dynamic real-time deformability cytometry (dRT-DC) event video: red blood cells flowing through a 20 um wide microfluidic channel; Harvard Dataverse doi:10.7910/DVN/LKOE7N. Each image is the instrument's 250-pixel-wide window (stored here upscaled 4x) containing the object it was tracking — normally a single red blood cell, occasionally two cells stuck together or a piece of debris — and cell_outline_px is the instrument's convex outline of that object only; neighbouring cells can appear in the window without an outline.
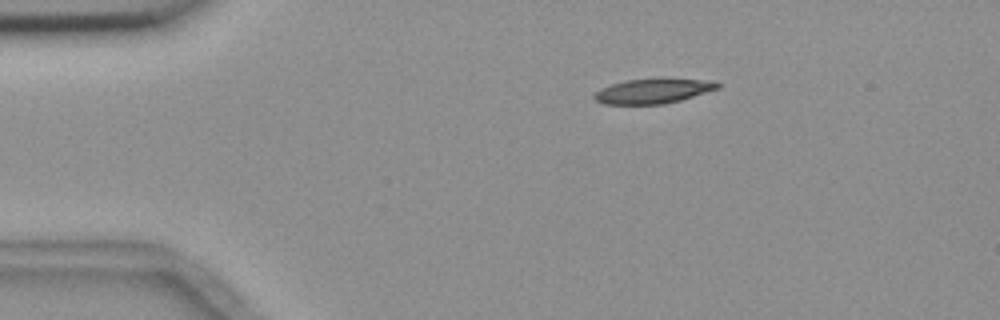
{"species": "common noctule bat (a hibernating species)", "species_latin": "Nyctalus noctula", "temperature_condition": "room temperature", "stored_images_in_passage": 5, "camera_frame_rate_fps": 3000, "um_per_image_px": 0.085, "animal": {"sex": "female", "body_mass_g": 18.4}, "frame": {"image": 1, "passage_image": 2, "time_ms": 1.333, "image_size_px": [1000, 320], "cell_outline_px": [[724, 84], [720, 88], [680, 100], [664, 104], [604, 104], [596, 100], [592, 96], [600, 88], [612, 84], [628, 80], [712, 80]], "centroid_in_image_um": [55.52, 7.76], "position_along_channel_um": 29.5, "area_um2": 17.34}}